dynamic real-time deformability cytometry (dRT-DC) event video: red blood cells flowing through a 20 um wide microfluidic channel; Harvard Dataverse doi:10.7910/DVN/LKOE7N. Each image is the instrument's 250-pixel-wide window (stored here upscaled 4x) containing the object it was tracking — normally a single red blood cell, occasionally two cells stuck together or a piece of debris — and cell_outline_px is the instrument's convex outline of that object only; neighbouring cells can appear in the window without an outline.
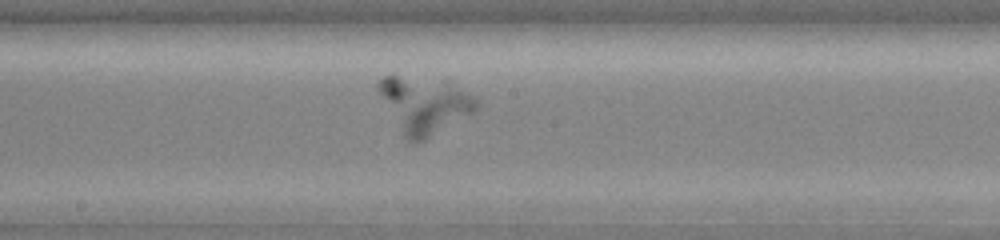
{"species": "common noctule bat (a hibernating species)", "species_latin": "Nyctalus noctula", "temperature_condition": "warm", "stored_images_in_passage": 35, "camera_frame_rate_fps": 3000, "um_per_image_px": 0.085, "animal": {"sex": "female", "body_mass_g": 19.0, "forearm_length_mm": 51.5}, "frame": {"image": 1, "passage_image": 15, "time_ms": 4.667, "image_size_px": [1000, 240], "cell_outline_px": [[480, 104], [472, 112], [424, 140], [416, 144], [412, 144], [404, 136], [376, 88], [376, 84], [384, 76], [396, 76], [448, 80], [472, 96]], "centroid_in_image_um": [36.06, 8.9], "position_along_channel_um": 212.1, "area_um2": 31.5}}
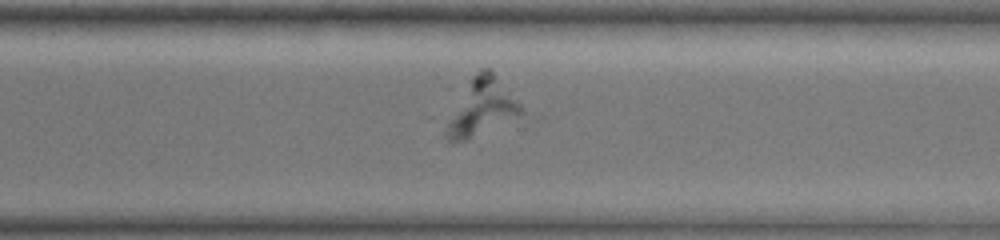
{"frame": {"image": 2, "passage_image": 24, "time_ms": 7.667, "image_size_px": [1000, 240], "cell_outline_px": [[524, 112], [468, 140], [452, 144], [448, 144], [448, 120], [472, 76], [480, 68], [492, 68], [524, 108]], "centroid_in_image_um": [40.98, 9.09], "position_along_channel_um": 329.6, "area_um2": 24.16}}
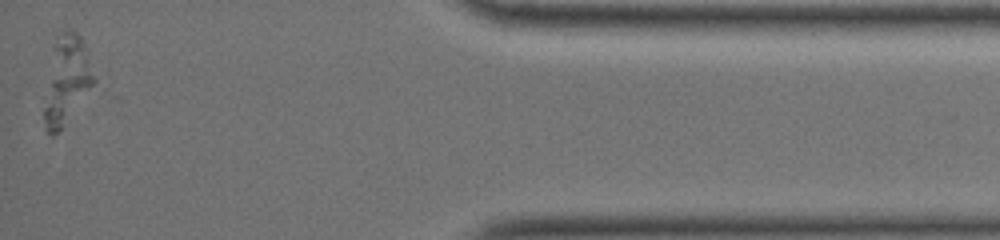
{"frame": {"image": 3, "passage_image": 35, "time_ms": 11.333, "image_size_px": [1000, 240], "cell_outline_px": [[96, 80], [60, 128], [52, 136], [44, 132], [40, 96], [52, 32], [64, 28], [72, 28], [80, 36]], "centroid_in_image_um": [5.47, 6.69], "position_along_channel_um": 429.7, "area_um2": 27.4}}